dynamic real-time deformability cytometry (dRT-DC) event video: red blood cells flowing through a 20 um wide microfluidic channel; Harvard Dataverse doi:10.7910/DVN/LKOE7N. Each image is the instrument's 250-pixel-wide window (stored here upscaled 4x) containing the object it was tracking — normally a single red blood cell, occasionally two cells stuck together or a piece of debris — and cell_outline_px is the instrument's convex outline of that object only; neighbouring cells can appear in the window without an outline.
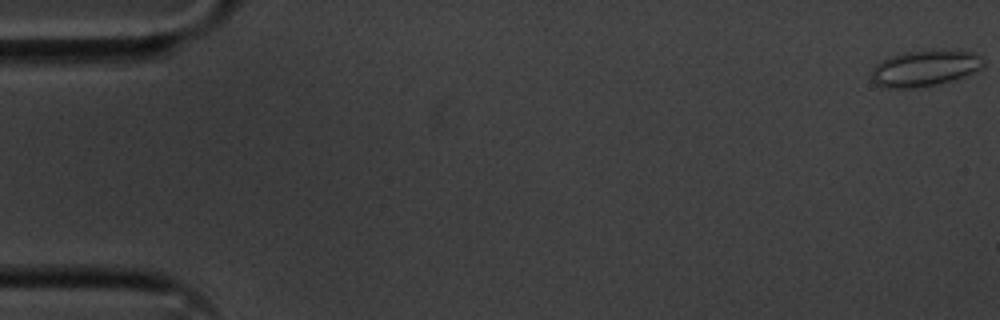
{"species": "common noctule bat (a hibernating species)", "species_latin": "Nyctalus noctula", "temperature_condition": "cold", "stored_images_in_passage": 56, "camera_frame_rate_fps": 3000, "um_per_image_px": 0.085, "animal": {"sex": "male", "body_mass_g": 20.1, "forearm_length_mm": 53.5}, "frame": {"image": 1, "passage_image": 1, "time_ms": 0.0, "image_size_px": [1000, 320], "cell_outline_px": [[984, 68], [956, 80], [920, 88], [884, 88], [876, 84], [872, 80], [872, 68], [880, 60], [888, 56], [904, 52], [968, 52], [980, 56], [984, 60]], "centroid_in_image_um": [78.57, 5.85], "position_along_channel_um": 6.4, "area_um2": 23.35}}
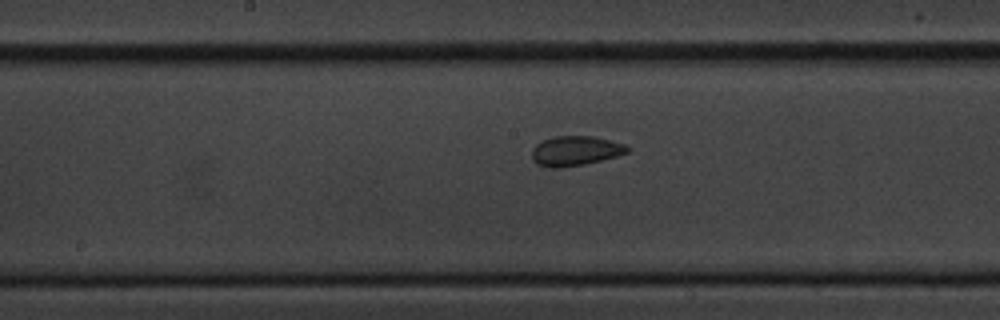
{"frame": {"image": 2, "passage_image": 29, "time_ms": 9.333, "image_size_px": [1000, 320], "cell_outline_px": [[632, 148], [628, 152], [616, 156], [584, 164], [560, 168], [548, 168], [536, 164], [532, 160], [532, 148], [536, 144], [552, 136], [592, 136], [624, 144]], "centroid_in_image_um": [48.87, 12.83], "position_along_channel_um": 199.3, "area_um2": 16.59}}
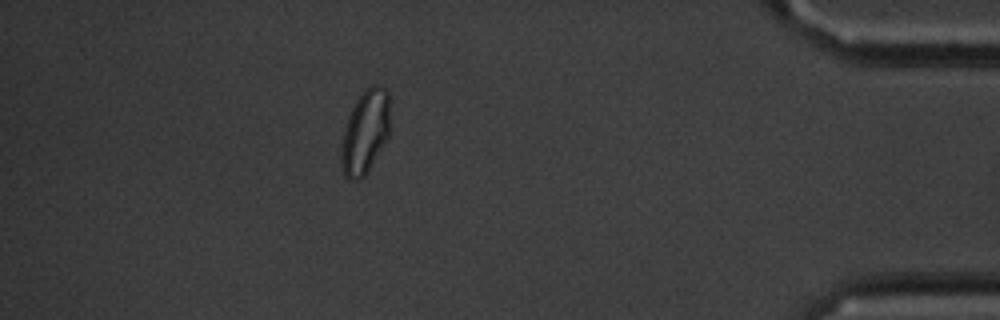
{"frame": {"image": 3, "passage_image": 50, "time_ms": 16.333, "image_size_px": [1000, 320], "cell_outline_px": [[388, 136], [368, 172], [360, 180], [352, 180], [344, 176], [340, 160], [340, 148], [344, 128], [348, 116], [356, 100], [364, 88], [368, 84], [376, 84], [384, 88], [388, 92]], "centroid_in_image_um": [31.0, 11.22], "position_along_channel_um": 404.2, "area_um2": 23.87}, "authors_computed_cell_mechanics": {"area_um2": 18.3226, "velocity_mm_per_s": 3.5826, "shape_relaxation_time_tau1_ms": 3.1427, "shape_relaxation_time_tau2_ms": 0.8358, "deformation_change_tau1": 0.0895, "deformation_change_tau2": 0.0522}}